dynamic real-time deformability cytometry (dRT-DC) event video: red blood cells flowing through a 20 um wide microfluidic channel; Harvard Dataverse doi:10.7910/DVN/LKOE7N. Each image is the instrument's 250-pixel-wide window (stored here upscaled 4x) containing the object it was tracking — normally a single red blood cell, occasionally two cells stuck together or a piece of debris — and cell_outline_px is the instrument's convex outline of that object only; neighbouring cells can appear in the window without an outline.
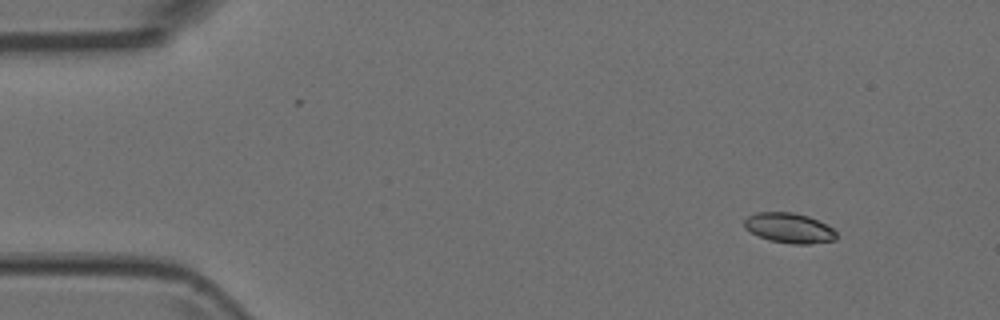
{"species": "Egyptian fruit bat (a non-hibernating species)", "species_latin": "Rousettus aegyptiacus", "temperature_condition": "room temperature", "stored_images_in_passage": 4, "camera_frame_rate_fps": 3000, "um_per_image_px": 0.085, "animal": {"sex": "female"}, "frame": {"image": 1, "passage_image": 1, "time_ms": 0.0, "image_size_px": [1000, 320], "cell_outline_px": [[836, 240], [812, 244], [792, 244], [768, 240], [744, 228], [744, 220], [748, 216], [756, 212], [792, 212], [808, 216], [832, 228], [836, 232]], "centroid_in_image_um": [67.07, 19.38], "position_along_channel_um": 17.9, "area_um2": 16.07}}
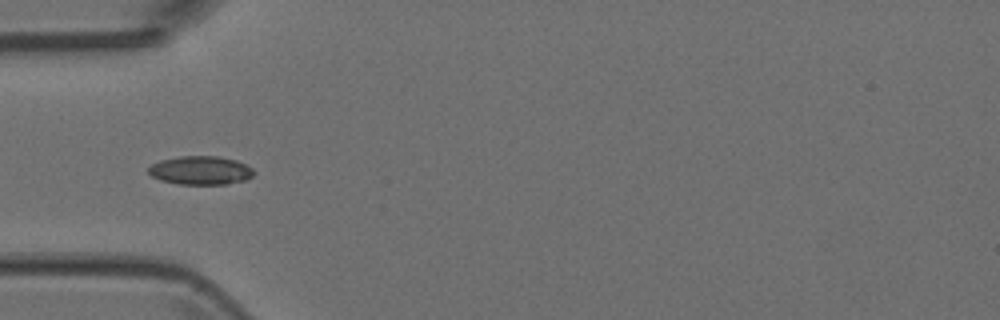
{"frame": {"image": 2, "passage_image": 4, "time_ms": 1.0, "image_size_px": [1000, 320], "cell_outline_px": [[256, 172], [252, 176], [244, 180], [228, 184], [176, 184], [160, 180], [152, 176], [148, 172], [148, 168], [152, 164], [160, 160], [180, 156], [220, 156], [236, 160], [252, 168]], "centroid_in_image_um": [17.04, 14.48], "position_along_channel_um": 68.0, "area_um2": 17.63}}